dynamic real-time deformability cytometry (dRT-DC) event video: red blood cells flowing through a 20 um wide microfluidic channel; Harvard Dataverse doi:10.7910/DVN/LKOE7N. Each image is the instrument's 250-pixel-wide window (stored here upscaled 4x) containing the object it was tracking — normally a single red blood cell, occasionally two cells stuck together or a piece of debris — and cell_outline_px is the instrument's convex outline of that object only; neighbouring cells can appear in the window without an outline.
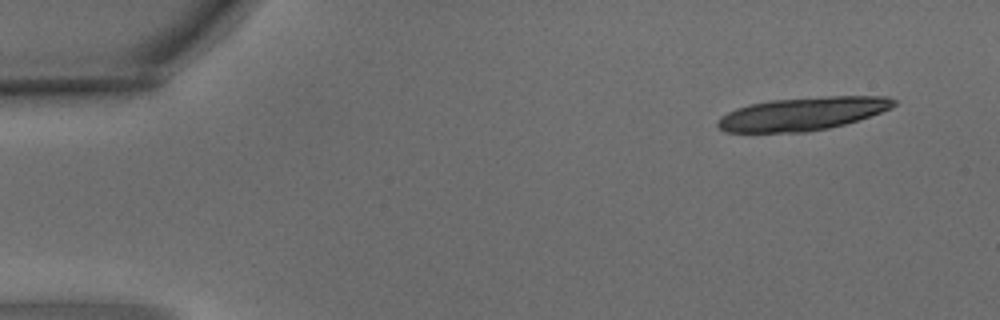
{"species": "common noctule bat (a hibernating species)", "species_latin": "Nyctalus noctula", "temperature_condition": "warm", "stored_images_in_passage": 4, "camera_frame_rate_fps": 3000, "um_per_image_px": 0.085, "animal": {"sex": "male", "body_mass_g": 15.6}, "frame": {"image": 1, "passage_image": 1, "time_ms": 0.0, "image_size_px": [1000, 320], "cell_outline_px": [[896, 104], [892, 108], [844, 124], [828, 128], [808, 132], [724, 132], [716, 124], [720, 116], [736, 108], [748, 104], [772, 100], [828, 96], [888, 96], [896, 100]], "centroid_in_image_um": [68.2, 9.67], "position_along_channel_um": 16.8, "area_um2": 33.93}}